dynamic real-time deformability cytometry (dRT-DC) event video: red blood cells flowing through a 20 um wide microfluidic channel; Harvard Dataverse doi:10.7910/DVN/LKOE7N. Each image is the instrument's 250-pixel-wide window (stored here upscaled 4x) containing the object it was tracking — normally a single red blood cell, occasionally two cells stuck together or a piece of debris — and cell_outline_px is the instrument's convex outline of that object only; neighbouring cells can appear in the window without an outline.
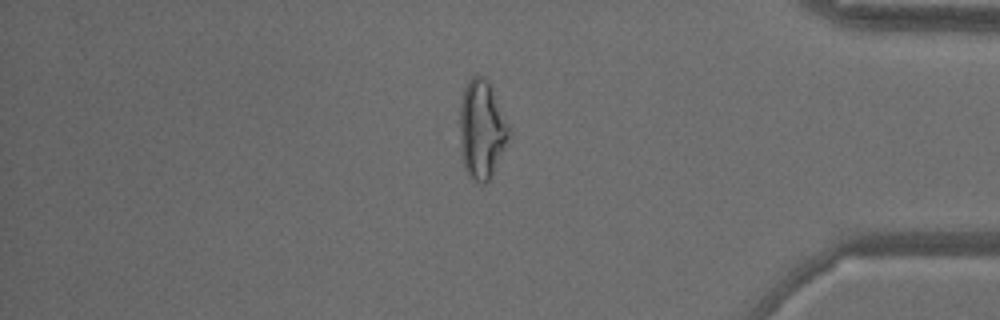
{"species": "common noctule bat (a hibernating species)", "species_latin": "Nyctalus noctula", "temperature_condition": "warm", "stored_images_in_passage": 54, "camera_frame_rate_fps": 3000, "um_per_image_px": 0.085, "animal": {"sex": "male", "body_mass_g": 18.8}, "frame": {"image": 1, "passage_image": 46, "time_ms": 15.0, "image_size_px": [1000, 320], "cell_outline_px": [[508, 140], [488, 180], [484, 184], [480, 184], [472, 180], [468, 176], [464, 168], [460, 152], [460, 104], [464, 88], [468, 80], [472, 76], [484, 76], [488, 80], [492, 88], [508, 128]], "centroid_in_image_um": [40.89, 11.01], "position_along_channel_um": 394.3, "area_um2": 27.74}}
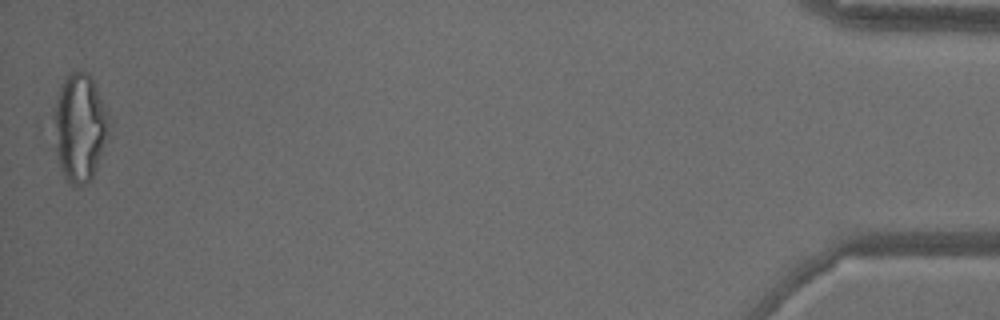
{"frame": {"image": 2, "passage_image": 54, "time_ms": 17.667, "image_size_px": [1000, 320], "cell_outline_px": [[108, 132], [100, 156], [92, 176], [84, 184], [72, 184], [64, 176], [60, 168], [48, 120], [60, 84], [72, 72], [80, 68], [88, 72], [104, 104], [108, 116]], "centroid_in_image_um": [6.67, 10.76], "position_along_channel_um": 428.5, "area_um2": 35.08}}